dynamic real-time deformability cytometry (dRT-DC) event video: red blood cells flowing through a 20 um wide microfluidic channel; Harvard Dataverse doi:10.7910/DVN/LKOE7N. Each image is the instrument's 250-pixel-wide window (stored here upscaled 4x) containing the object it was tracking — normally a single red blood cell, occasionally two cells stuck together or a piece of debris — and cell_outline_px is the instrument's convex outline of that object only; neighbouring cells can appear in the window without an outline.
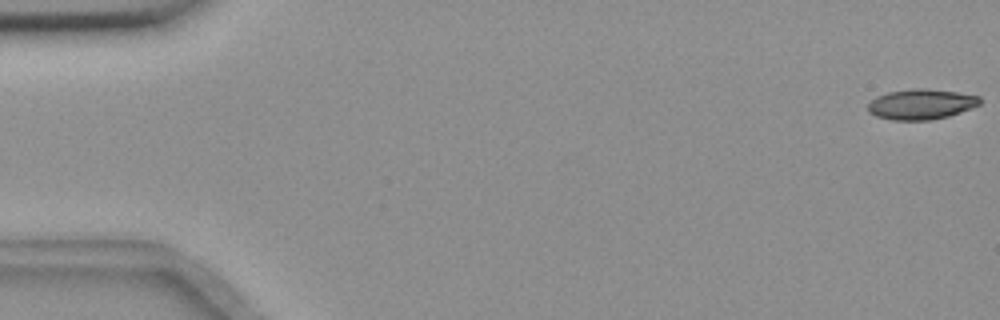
{"species": "common noctule bat (a hibernating species)", "species_latin": "Nyctalus noctula", "temperature_condition": "room temperature", "stored_images_in_passage": 55, "camera_frame_rate_fps": 3000, "um_per_image_px": 0.085, "animal": {"sex": "female", "body_mass_g": 18.4}, "frame": {"image": 1, "passage_image": 1, "time_ms": 0.0, "image_size_px": [1000, 320], "cell_outline_px": [[980, 104], [972, 108], [948, 116], [932, 120], [892, 120], [876, 116], [868, 112], [868, 104], [876, 96], [888, 92], [916, 88], [924, 88], [956, 92], [980, 96]], "centroid_in_image_um": [78.29, 8.86], "position_along_channel_um": 6.7, "area_um2": 19.77}}
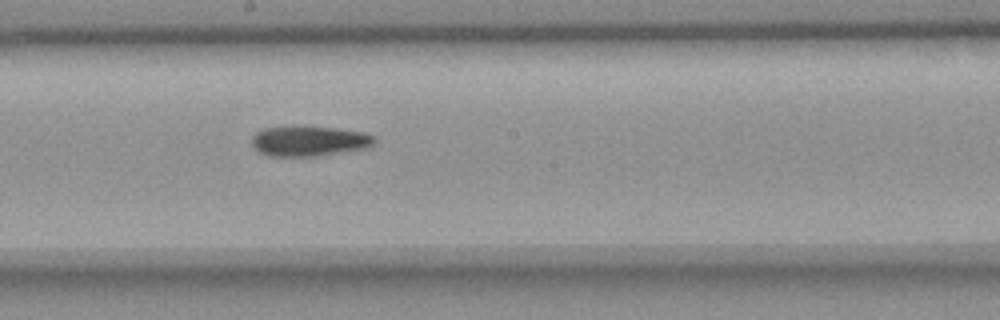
{"frame": {"image": 2, "passage_image": 31, "time_ms": 10.0, "image_size_px": [1000, 320], "cell_outline_px": [[376, 144], [372, 148], [320, 156], [268, 156], [260, 152], [252, 144], [252, 136], [256, 132], [264, 128], [304, 124], [336, 128], [364, 132], [376, 136]], "centroid_in_image_um": [26.36, 11.97], "position_along_channel_um": 221.8, "area_um2": 22.54}}
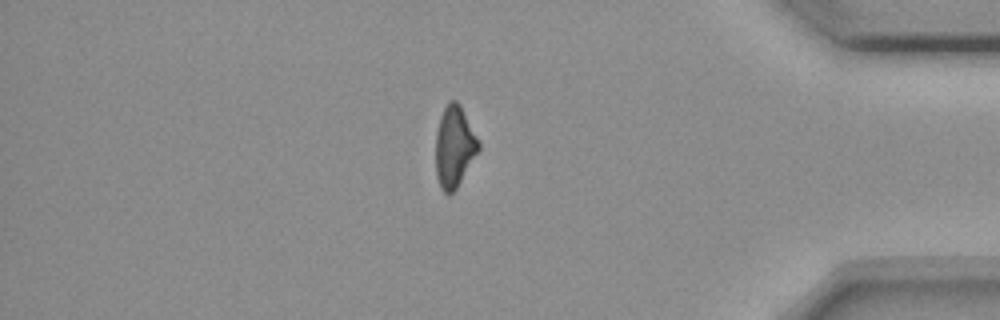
{"frame": {"image": 3, "passage_image": 48, "time_ms": 15.667, "image_size_px": [1000, 320], "cell_outline_px": [[480, 148], [456, 188], [452, 192], [444, 192], [440, 188], [436, 176], [436, 132], [440, 116], [448, 100], [456, 100], [460, 104], [480, 144]], "centroid_in_image_um": [38.6, 12.44], "position_along_channel_um": 396.6, "area_um2": 20.0}}